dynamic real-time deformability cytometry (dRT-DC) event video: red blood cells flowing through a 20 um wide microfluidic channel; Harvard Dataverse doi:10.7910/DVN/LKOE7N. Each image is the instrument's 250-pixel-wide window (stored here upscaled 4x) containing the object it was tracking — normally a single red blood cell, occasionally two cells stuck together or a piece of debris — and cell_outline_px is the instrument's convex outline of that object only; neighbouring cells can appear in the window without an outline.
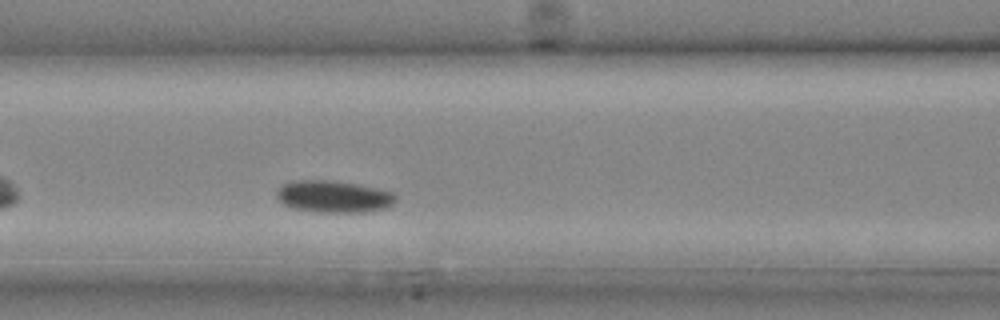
{"species": "common noctule bat (a hibernating species)", "species_latin": "Nyctalus noctula", "temperature_condition": "cold", "stored_images_in_passage": 7, "camera_frame_rate_fps": 3000, "um_per_image_px": 0.085, "animal": {"sex": "male", "body_mass_g": 20.4}, "frame": {"image": 1, "passage_image": 7, "time_ms": 2.0, "image_size_px": [1000, 320], "cell_outline_px": [[396, 200], [388, 208], [368, 212], [316, 212], [292, 208], [284, 204], [276, 196], [276, 192], [284, 184], [296, 180], [328, 180], [356, 184], [376, 188], [392, 192], [396, 196]], "centroid_in_image_um": [28.38, 16.72], "position_along_channel_um": 138.2, "area_um2": 22.14}}